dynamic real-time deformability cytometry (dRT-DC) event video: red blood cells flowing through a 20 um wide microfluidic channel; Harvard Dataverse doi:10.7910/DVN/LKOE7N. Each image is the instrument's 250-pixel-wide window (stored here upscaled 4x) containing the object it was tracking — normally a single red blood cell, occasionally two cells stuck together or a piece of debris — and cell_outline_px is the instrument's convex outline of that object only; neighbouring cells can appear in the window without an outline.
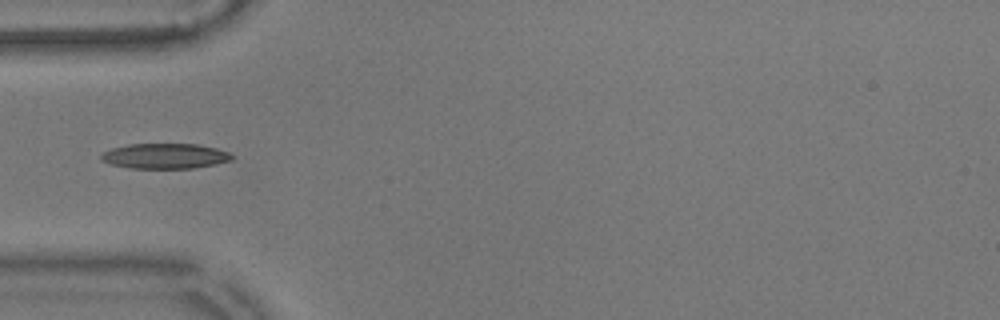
{"species": "common noctule bat (a hibernating species)", "species_latin": "Nyctalus noctula", "temperature_condition": "warm", "stored_images_in_passage": 39, "camera_frame_rate_fps": 3000, "um_per_image_px": 0.085, "animal": {"sex": "male", "body_mass_g": 17.9}, "frame": {"image": 1, "passage_image": 1, "time_ms": 0.0, "image_size_px": [1000, 320], "cell_outline_px": [[232, 160], [216, 164], [192, 168], [132, 168], [112, 164], [100, 160], [100, 156], [104, 152], [112, 148], [128, 144], [196, 144], [216, 148], [228, 152], [232, 156]], "centroid_in_image_um": [14.02, 13.26], "position_along_channel_um": 71.0, "area_um2": 19.07}}
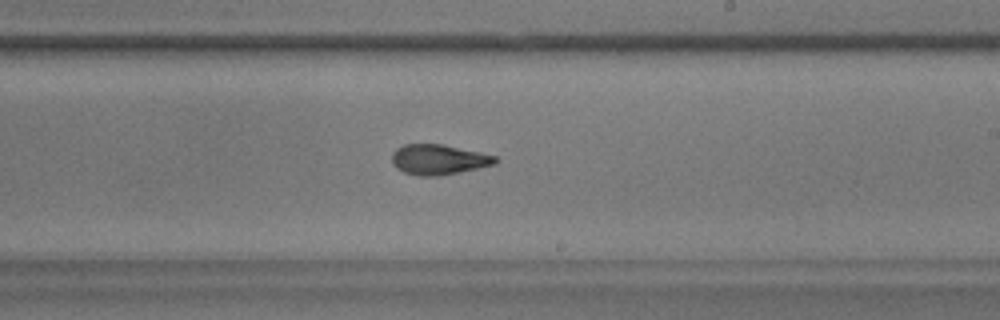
{"frame": {"image": 2, "passage_image": 16, "time_ms": 5.0, "image_size_px": [1000, 320], "cell_outline_px": [[500, 160], [496, 164], [436, 176], [420, 176], [404, 172], [396, 168], [392, 164], [392, 152], [396, 148], [404, 144], [440, 144], [480, 152], [496, 156]], "centroid_in_image_um": [37.26, 13.55], "position_along_channel_um": 251.7, "area_um2": 18.09}}
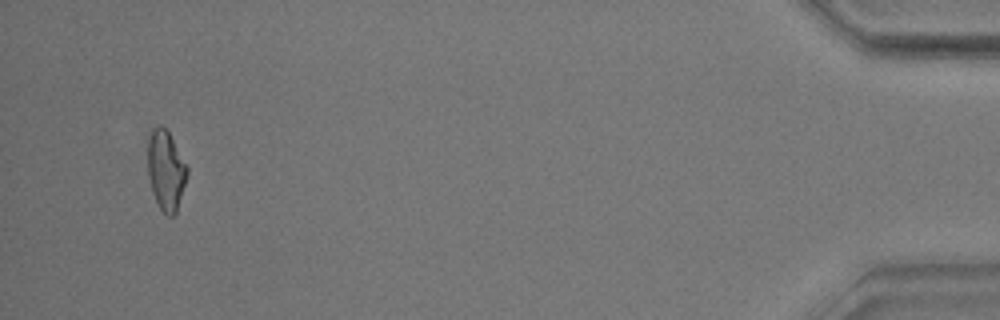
{"frame": {"image": 3, "passage_image": 37, "time_ms": 12.0, "image_size_px": [1000, 320], "cell_outline_px": [[188, 172], [176, 212], [172, 216], [168, 216], [160, 208], [152, 192], [148, 176], [148, 136], [152, 128], [160, 124], [168, 132], [188, 168]], "centroid_in_image_um": [14.08, 14.46], "position_along_channel_um": 421.1, "area_um2": 18.03}}